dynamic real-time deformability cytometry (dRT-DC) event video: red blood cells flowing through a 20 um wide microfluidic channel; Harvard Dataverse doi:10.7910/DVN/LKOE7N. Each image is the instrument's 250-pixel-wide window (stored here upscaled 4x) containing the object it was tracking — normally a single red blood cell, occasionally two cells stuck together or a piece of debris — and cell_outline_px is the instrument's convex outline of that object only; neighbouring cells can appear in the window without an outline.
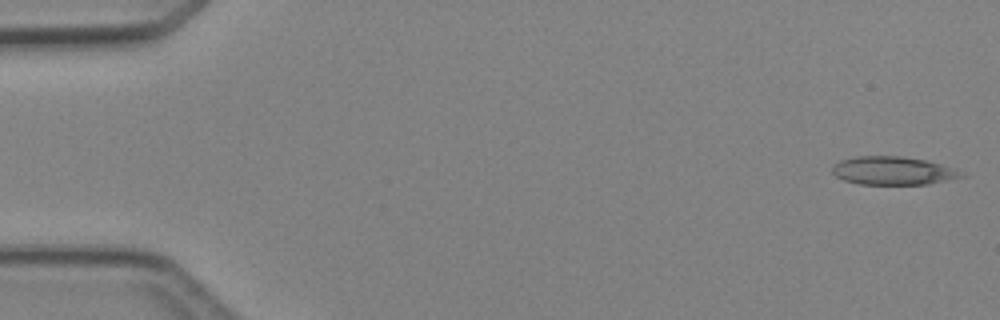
{"species": "Egyptian fruit bat (a non-hibernating species)", "species_latin": "Rousettus aegyptiacus", "temperature_condition": "cold", "stored_images_in_passage": 47, "camera_frame_rate_fps": 3000, "um_per_image_px": 0.085, "animal": {"sex": "female"}, "frame": {"image": 1, "passage_image": 1, "time_ms": 0.0, "image_size_px": [1000, 320], "cell_outline_px": [[964, 176], [928, 184], [860, 184], [844, 180], [836, 176], [832, 172], [832, 164], [840, 160], [856, 156], [904, 156], [924, 160], [956, 168], [964, 172]], "centroid_in_image_um": [75.89, 14.5], "position_along_channel_um": 9.1, "area_um2": 21.27}}
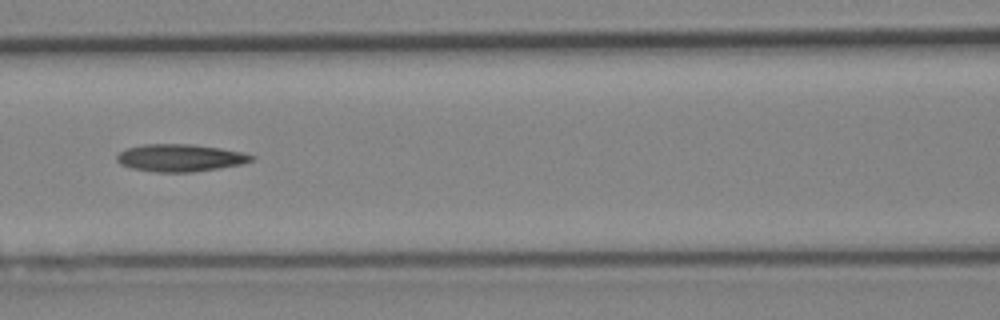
{"frame": {"image": 2, "passage_image": 21, "time_ms": 6.667, "image_size_px": [1000, 320], "cell_outline_px": [[256, 156], [252, 160], [240, 164], [192, 172], [156, 172], [132, 168], [120, 164], [116, 160], [116, 156], [120, 152], [128, 148], [144, 144], [188, 144], [220, 148], [244, 152]], "centroid_in_image_um": [15.3, 13.41], "position_along_channel_um": 151.3, "area_um2": 21.27}}
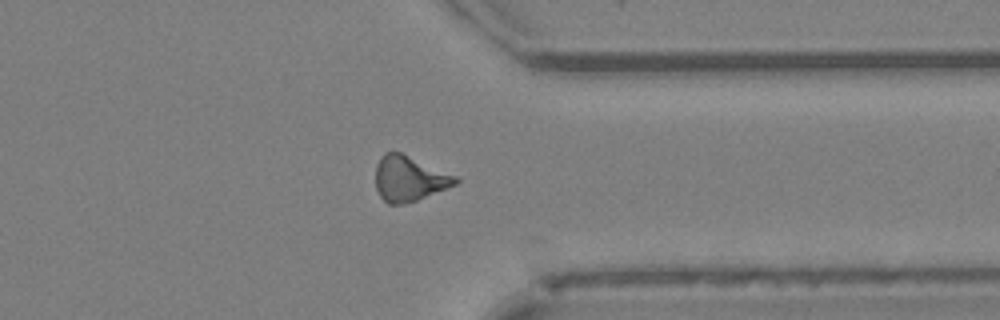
{"frame": {"image": 3, "passage_image": 37, "time_ms": 12.0, "image_size_px": [1000, 320], "cell_outline_px": [[460, 180], [456, 184], [416, 200], [404, 204], [388, 204], [380, 196], [376, 188], [376, 164], [380, 156], [384, 152], [400, 152], [456, 176]], "centroid_in_image_um": [34.74, 15.18], "position_along_channel_um": 376.7, "area_um2": 20.81}}